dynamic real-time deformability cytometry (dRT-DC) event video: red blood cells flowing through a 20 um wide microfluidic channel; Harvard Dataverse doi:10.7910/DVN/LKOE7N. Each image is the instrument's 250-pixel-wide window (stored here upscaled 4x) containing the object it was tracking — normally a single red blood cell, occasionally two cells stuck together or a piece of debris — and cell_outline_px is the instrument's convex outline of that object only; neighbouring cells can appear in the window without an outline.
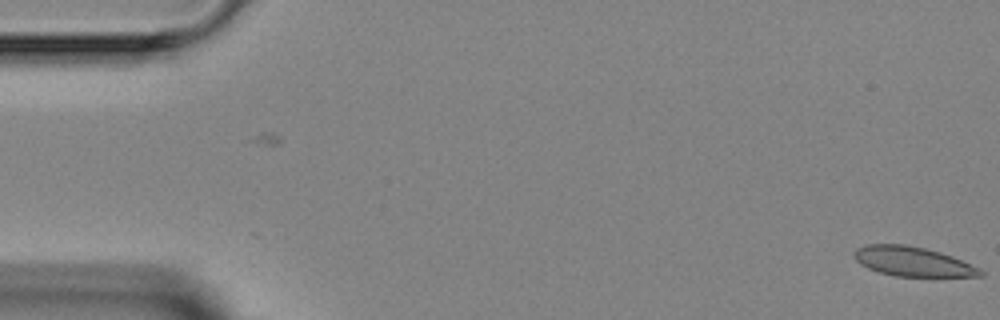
{"species": "Egyptian fruit bat (a non-hibernating species)", "species_latin": "Rousettus aegyptiacus", "temperature_condition": "room temperature", "stored_images_in_passage": 2, "camera_frame_rate_fps": 3000, "um_per_image_px": 0.085, "animal": {"sex": "female"}, "frame": {"image": 1, "passage_image": 2, "time_ms": 1.0, "image_size_px": [1000, 320], "cell_outline_px": [[984, 276], [896, 276], [880, 272], [868, 268], [860, 264], [852, 256], [852, 252], [856, 248], [864, 244], [904, 244], [924, 248], [940, 252], [952, 256], [980, 268], [984, 272]], "centroid_in_image_um": [77.54, 22.22], "position_along_channel_um": 7.5, "area_um2": 21.73}}